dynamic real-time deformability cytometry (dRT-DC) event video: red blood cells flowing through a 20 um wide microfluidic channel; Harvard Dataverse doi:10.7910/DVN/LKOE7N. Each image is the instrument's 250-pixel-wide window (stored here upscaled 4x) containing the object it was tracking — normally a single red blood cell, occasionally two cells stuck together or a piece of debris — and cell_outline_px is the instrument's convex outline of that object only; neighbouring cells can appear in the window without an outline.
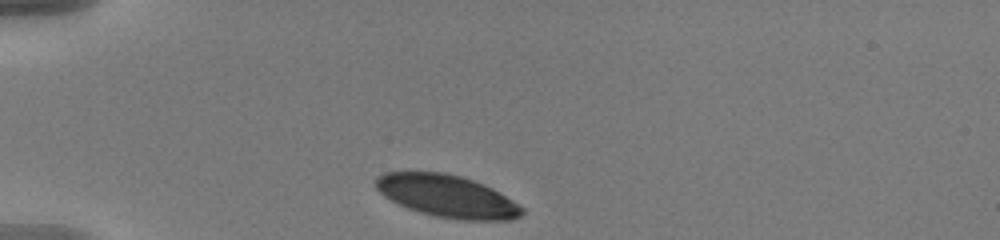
{"species": "human", "species_latin": "Homo sapiens", "temperature_condition": "warm", "stored_images_in_passage": 36, "camera_frame_rate_fps": 3000, "um_per_image_px": 0.085, "donor": {"sex": "male"}, "frame": {"image": 1, "passage_image": 1, "time_ms": 0.0, "image_size_px": [1000, 240], "cell_outline_px": [[524, 212], [520, 216], [508, 220], [464, 220], [436, 216], [420, 212], [408, 208], [384, 196], [376, 188], [376, 180], [384, 172], [440, 172], [460, 176], [484, 184], [492, 188], [512, 200], [524, 208]], "centroid_in_image_um": [38.02, 16.67], "position_along_channel_um": 47.0, "area_um2": 35.6}}
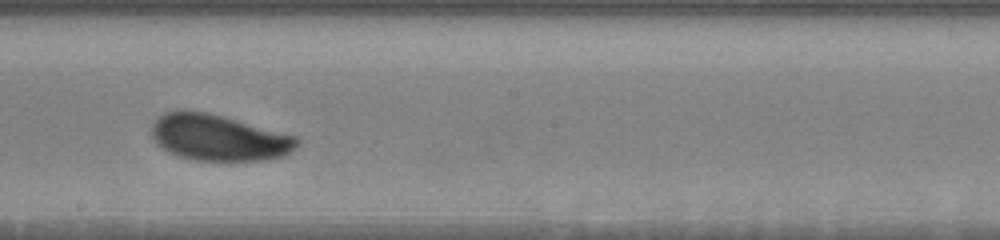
{"frame": {"image": 2, "passage_image": 19, "time_ms": 6.0, "image_size_px": [1000, 240], "cell_outline_px": [[300, 140], [296, 148], [284, 156], [260, 160], [196, 160], [180, 156], [168, 152], [156, 144], [152, 136], [152, 128], [156, 120], [160, 116], [168, 112], [208, 112], [296, 136]], "centroid_in_image_um": [18.61, 11.72], "position_along_channel_um": 229.6, "area_um2": 38.44}}
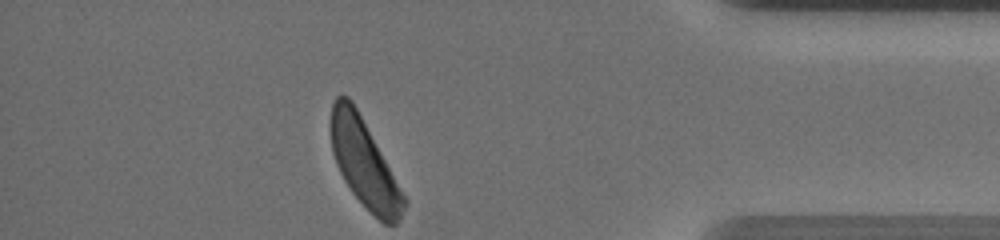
{"frame": {"image": 3, "passage_image": 36, "time_ms": 11.667, "image_size_px": [1000, 240], "cell_outline_px": [[408, 200], [400, 220], [396, 224], [384, 224], [352, 192], [344, 180], [336, 164], [332, 152], [332, 104], [336, 96], [348, 96], [352, 100]], "centroid_in_image_um": [30.99, 13.91], "position_along_channel_um": 404.2, "area_um2": 36.59}, "authors_computed_cell_mechanics": {"area_um2": 38.3503, "velocity_mm_per_s": 3.5828, "shape_relaxation_time_tau1_ms": 1.3901, "shape_relaxation_time_tau2_ms": null, "deformation_change_tau1": 0.1082, "deformation_change_tau2": null}}